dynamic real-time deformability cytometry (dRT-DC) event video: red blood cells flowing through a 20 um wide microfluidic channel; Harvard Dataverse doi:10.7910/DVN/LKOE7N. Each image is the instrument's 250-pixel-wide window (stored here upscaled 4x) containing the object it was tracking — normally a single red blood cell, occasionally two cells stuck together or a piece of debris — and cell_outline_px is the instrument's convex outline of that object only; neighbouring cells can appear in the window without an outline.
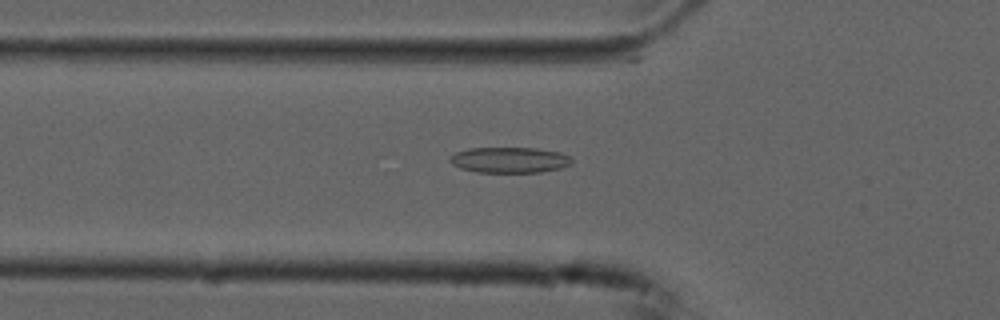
{"species": "common noctule bat (a hibernating species)", "species_latin": "Nyctalus noctula", "temperature_condition": "cold", "stored_images_in_passage": 54, "camera_frame_rate_fps": 3000, "um_per_image_px": 0.085, "animal": {"sex": "male", "forearm_length_mm": 52.5}, "frame": {"image": 1, "passage_image": 18, "time_ms": 5.667, "image_size_px": [1000, 320], "cell_outline_px": [[572, 164], [560, 168], [540, 172], [476, 172], [460, 168], [452, 164], [448, 160], [448, 156], [456, 152], [468, 148], [536, 148], [560, 152], [568, 156], [572, 160]], "centroid_in_image_um": [43.27, 13.59], "position_along_channel_um": 82.5, "area_um2": 18.32}}
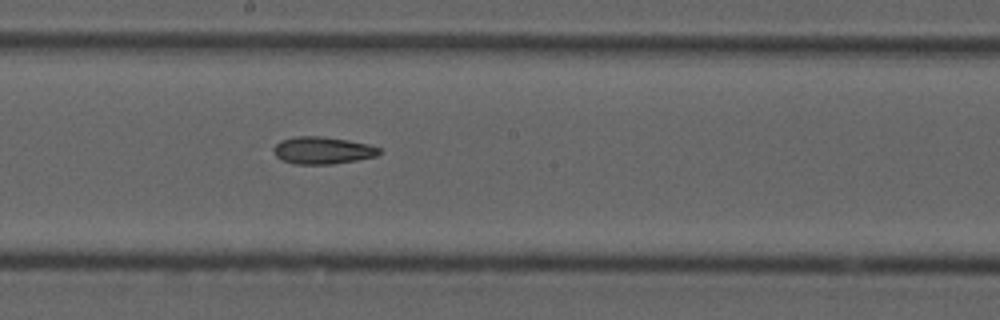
{"frame": {"image": 2, "passage_image": 29, "time_ms": 9.333, "image_size_px": [1000, 320], "cell_outline_px": [[384, 152], [376, 156], [356, 160], [332, 164], [296, 164], [280, 160], [276, 156], [272, 148], [280, 140], [296, 136], [320, 136], [348, 140], [368, 144], [380, 148]], "centroid_in_image_um": [27.41, 12.78], "position_along_channel_um": 220.8, "area_um2": 16.88}}
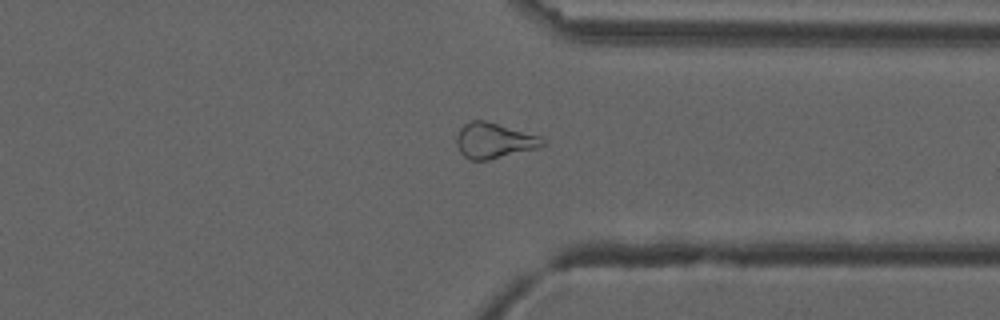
{"frame": {"image": 3, "passage_image": 41, "time_ms": 13.333, "image_size_px": [1000, 320], "cell_outline_px": [[544, 144], [540, 148], [488, 160], [468, 160], [460, 152], [456, 144], [456, 136], [460, 128], [464, 124], [472, 120], [484, 120], [540, 136], [544, 140]], "centroid_in_image_um": [41.97, 11.96], "position_along_channel_um": 369.4, "area_um2": 17.8}}